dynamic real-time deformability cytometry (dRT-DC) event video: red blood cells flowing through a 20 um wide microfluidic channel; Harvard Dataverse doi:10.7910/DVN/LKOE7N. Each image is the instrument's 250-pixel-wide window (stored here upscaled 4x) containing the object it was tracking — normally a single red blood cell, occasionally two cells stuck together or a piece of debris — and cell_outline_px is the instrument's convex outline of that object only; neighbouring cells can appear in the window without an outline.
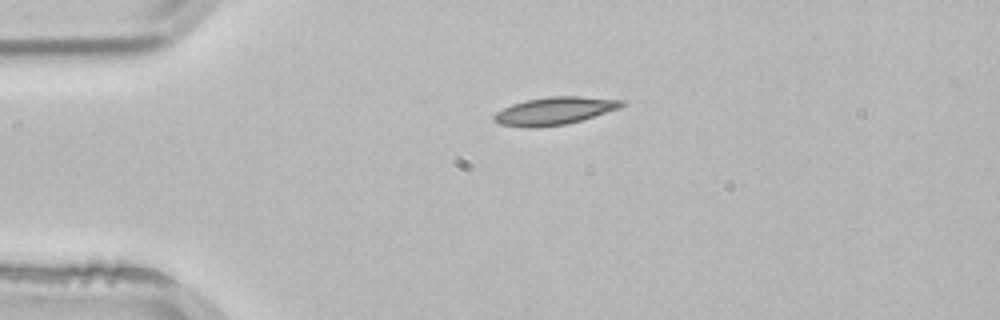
{"species": "common noctule bat (a hibernating species)", "species_latin": "Nyctalus noctula", "temperature_condition": "room temperature", "stored_images_in_passage": 1, "camera_frame_rate_fps": 3000, "um_per_image_px": 0.085, "animal": {"sex": "male", "body_mass_g": 21.5, "forearm_length_mm": 52.0}, "frame": {"image": 1, "passage_image": 1, "time_ms": 0.0, "image_size_px": [1000, 320], "cell_outline_px": [[628, 104], [620, 108], [580, 120], [564, 124], [528, 128], [500, 124], [492, 120], [492, 116], [496, 112], [512, 104], [524, 100], [548, 96], [580, 96], [628, 100]], "centroid_in_image_um": [47.16, 9.4], "position_along_channel_um": 37.8, "area_um2": 20.69}}